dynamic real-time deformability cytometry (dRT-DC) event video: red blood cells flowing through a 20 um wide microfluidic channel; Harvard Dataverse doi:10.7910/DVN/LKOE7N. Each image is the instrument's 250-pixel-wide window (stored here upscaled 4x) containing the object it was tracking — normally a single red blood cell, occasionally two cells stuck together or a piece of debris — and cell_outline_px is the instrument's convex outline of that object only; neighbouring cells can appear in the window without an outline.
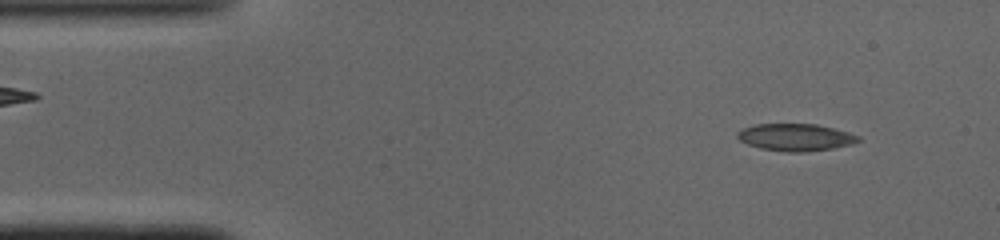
{"species": "common noctule bat (a hibernating species)", "species_latin": "Nyctalus noctula", "temperature_condition": "cold", "stored_images_in_passage": 47, "camera_frame_rate_fps": 3000, "um_per_image_px": 0.085, "animal": {"sex": "male", "body_mass_g": 19.0, "forearm_length_mm": 50.8}, "frame": {"image": 1, "passage_image": 4, "time_ms": 1.0, "image_size_px": [1000, 240], "cell_outline_px": [[860, 140], [852, 144], [832, 148], [804, 152], [788, 152], [760, 148], [748, 144], [740, 140], [736, 136], [736, 132], [744, 128], [756, 124], [816, 124], [848, 132], [860, 136]], "centroid_in_image_um": [67.61, 11.67], "position_along_channel_um": 17.4, "area_um2": 19.02}}
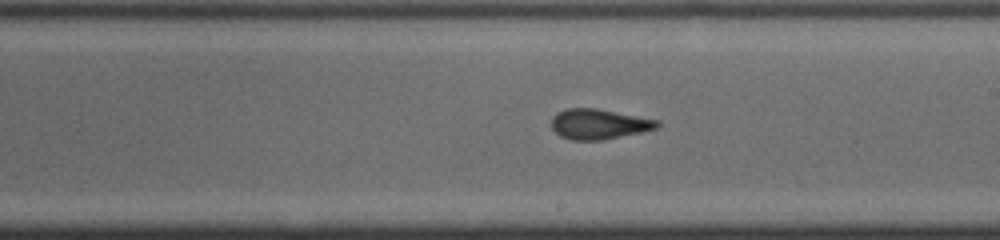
{"frame": {"image": 2, "passage_image": 26, "time_ms": 8.333, "image_size_px": [1000, 240], "cell_outline_px": [[660, 124], [656, 128], [640, 132], [600, 140], [572, 140], [560, 136], [552, 128], [552, 116], [568, 108], [596, 108], [660, 120]], "centroid_in_image_um": [50.9, 10.54], "position_along_channel_um": 238.1, "area_um2": 18.38}}
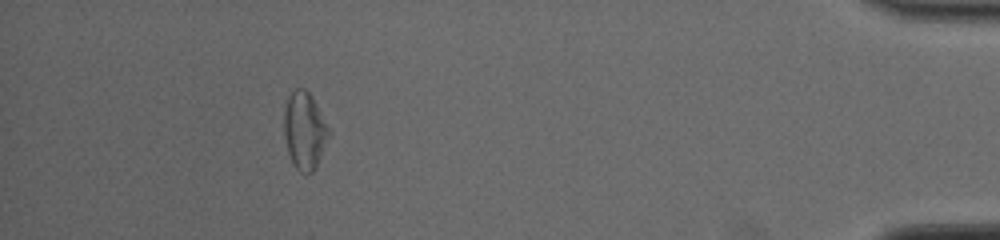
{"frame": {"image": 3, "passage_image": 43, "time_ms": 14.0, "image_size_px": [1000, 240], "cell_outline_px": [[328, 136], [316, 168], [312, 172], [300, 172], [292, 164], [288, 152], [284, 136], [284, 108], [288, 96], [296, 88], [304, 88], [312, 96], [328, 128]], "centroid_in_image_um": [25.85, 11.1], "position_along_channel_um": 409.4, "area_um2": 19.83}, "authors_computed_cell_mechanics": {"area_um2": 19.0162, "velocity_mm_per_s": 4.1041, "shape_relaxation_time_tau1_ms": 2.8209, "shape_relaxation_time_tau2_ms": 2.0252, "deformation_change_tau1": 0.1306, "deformation_change_tau2": 0.1051}}